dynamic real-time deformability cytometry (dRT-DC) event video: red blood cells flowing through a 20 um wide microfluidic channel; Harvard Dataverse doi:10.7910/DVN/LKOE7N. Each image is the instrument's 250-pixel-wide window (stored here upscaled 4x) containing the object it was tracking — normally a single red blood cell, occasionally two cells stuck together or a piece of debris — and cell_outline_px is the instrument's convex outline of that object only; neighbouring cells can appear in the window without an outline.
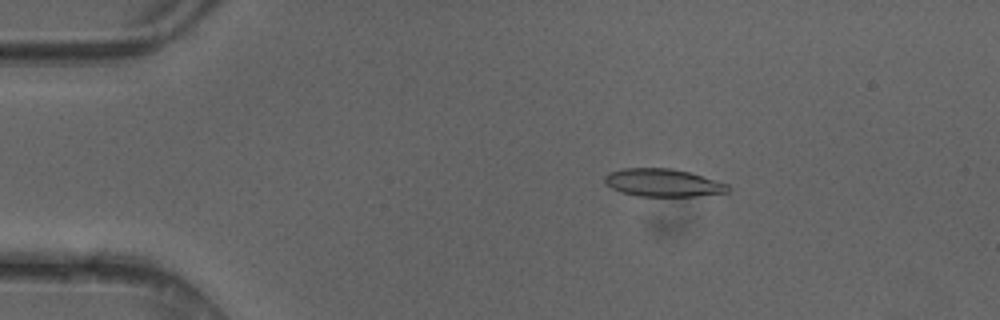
{"species": "common noctule bat (a hibernating species)", "species_latin": "Nyctalus noctula", "temperature_condition": "cold", "stored_images_in_passage": 49, "camera_frame_rate_fps": 3000, "um_per_image_px": 0.085, "animal": {"sex": "female"}, "frame": {"image": 1, "passage_image": 9, "time_ms": 2.667, "image_size_px": [1000, 320], "cell_outline_px": [[728, 192], [696, 196], [636, 196], [620, 192], [604, 184], [604, 176], [608, 172], [624, 168], [672, 168], [688, 172], [728, 184]], "centroid_in_image_um": [56.28, 15.53], "position_along_channel_um": 28.7, "area_um2": 19.94}}
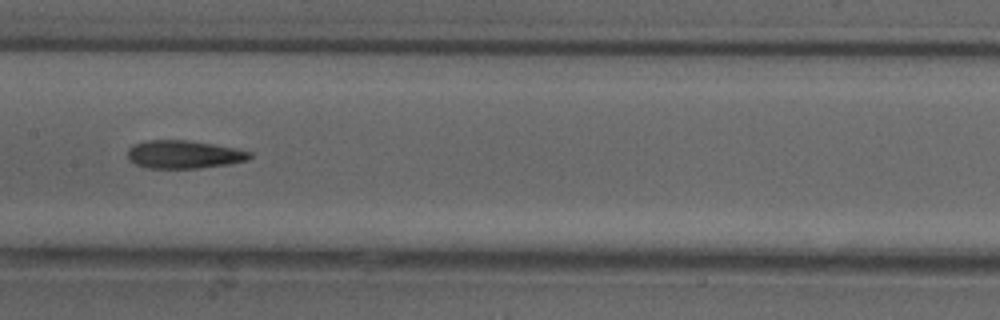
{"frame": {"image": 2, "passage_image": 25, "time_ms": 8.0, "image_size_px": [1000, 320], "cell_outline_px": [[252, 156], [248, 160], [232, 164], [200, 168], [148, 168], [136, 164], [128, 160], [128, 148], [132, 144], [148, 140], [184, 140], [212, 144], [236, 148], [252, 152]], "centroid_in_image_um": [15.64, 13.13], "position_along_channel_um": 191.8, "area_um2": 20.11}}
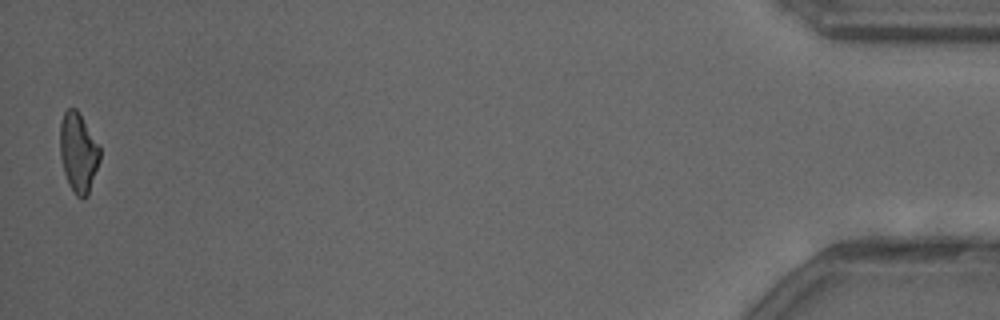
{"frame": {"image": 3, "passage_image": 49, "time_ms": 16.0, "image_size_px": [1000, 320], "cell_outline_px": [[100, 160], [88, 196], [84, 200], [80, 200], [76, 196], [64, 172], [60, 156], [60, 124], [64, 112], [68, 108], [76, 108], [100, 148]], "centroid_in_image_um": [6.66, 13.0], "position_along_channel_um": 428.5, "area_um2": 18.32}, "authors_computed_cell_mechanics": {"area_um2": 19.941, "velocity_mm_per_s": 4.1777, "shape_relaxation_time_tau1_ms": 5.7565, "shape_relaxation_time_tau2_ms": 3.7864, "deformation_change_tau1": 0.1761, "deformation_change_tau2": 0.1398}}